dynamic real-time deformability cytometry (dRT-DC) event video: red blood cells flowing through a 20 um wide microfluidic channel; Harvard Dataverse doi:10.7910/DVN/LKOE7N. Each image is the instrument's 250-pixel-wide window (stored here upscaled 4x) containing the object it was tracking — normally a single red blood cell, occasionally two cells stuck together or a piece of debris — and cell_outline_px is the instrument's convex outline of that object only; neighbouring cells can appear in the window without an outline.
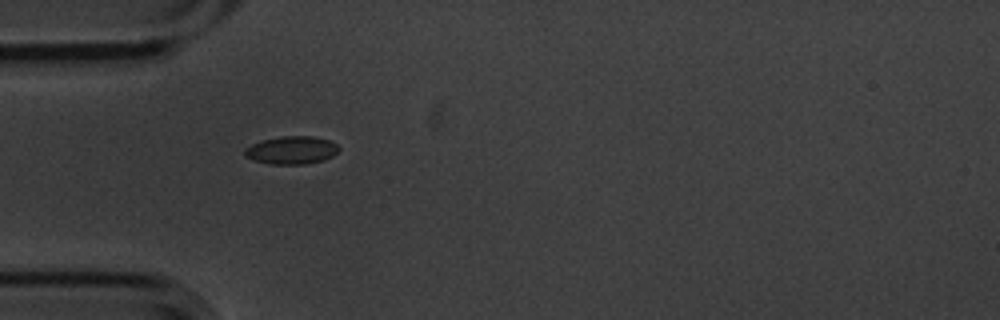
{"species": "common noctule bat (a hibernating species)", "species_latin": "Nyctalus noctula", "temperature_condition": "cold", "stored_images_in_passage": 11, "camera_frame_rate_fps": 3000, "um_per_image_px": 0.085, "animal": {"sex": "male", "body_mass_g": 20.1, "forearm_length_mm": 53.5}, "frame": {"image": 1, "passage_image": 1, "time_ms": 0.0, "image_size_px": [1000, 320], "cell_outline_px": [[340, 148], [332, 156], [324, 160], [308, 164], [268, 164], [244, 156], [244, 148], [252, 144], [264, 140], [280, 136], [312, 136], [328, 140], [336, 144]], "centroid_in_image_um": [24.78, 12.77], "position_along_channel_um": 60.2, "area_um2": 15.26}}
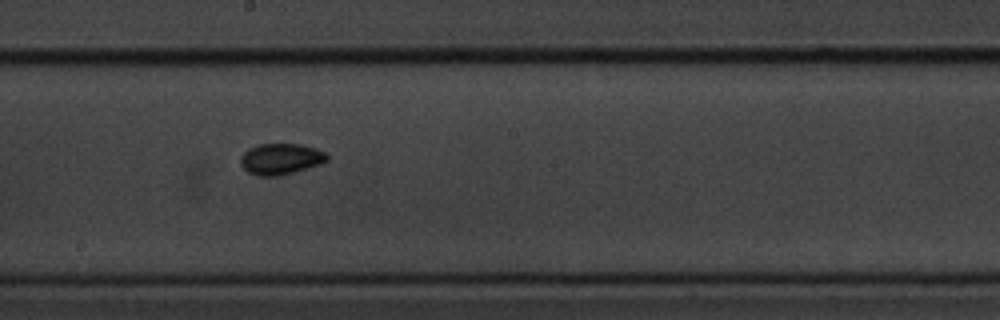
{"frame": {"image": 2, "passage_image": 5, "time_ms": 1.333, "image_size_px": [1000, 320], "cell_outline_px": [[328, 160], [320, 164], [308, 168], [276, 176], [260, 176], [248, 172], [240, 164], [240, 156], [248, 148], [260, 144], [300, 144], [316, 148], [324, 152], [328, 156]], "centroid_in_image_um": [23.85, 13.5], "position_along_channel_um": 224.4, "area_um2": 15.61}}
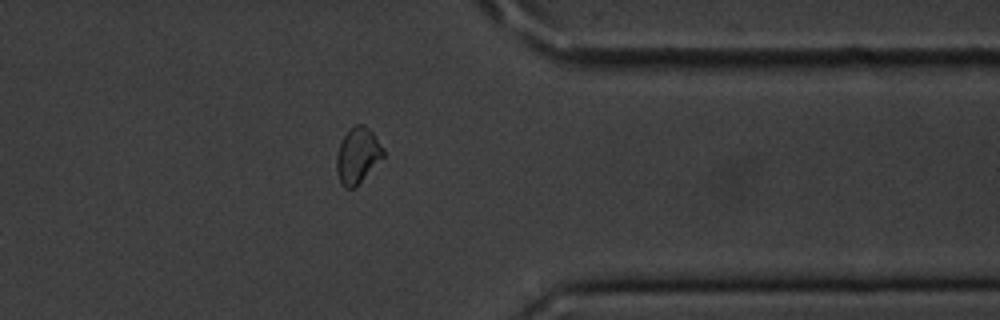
{"frame": {"image": 3, "passage_image": 9, "time_ms": 2.667, "image_size_px": [1000, 320], "cell_outline_px": [[384, 156], [352, 188], [344, 188], [340, 184], [336, 172], [336, 156], [340, 144], [344, 136], [356, 124], [364, 124], [372, 132], [384, 148]], "centroid_in_image_um": [30.38, 13.21], "position_along_channel_um": 381.0, "area_um2": 14.8}}